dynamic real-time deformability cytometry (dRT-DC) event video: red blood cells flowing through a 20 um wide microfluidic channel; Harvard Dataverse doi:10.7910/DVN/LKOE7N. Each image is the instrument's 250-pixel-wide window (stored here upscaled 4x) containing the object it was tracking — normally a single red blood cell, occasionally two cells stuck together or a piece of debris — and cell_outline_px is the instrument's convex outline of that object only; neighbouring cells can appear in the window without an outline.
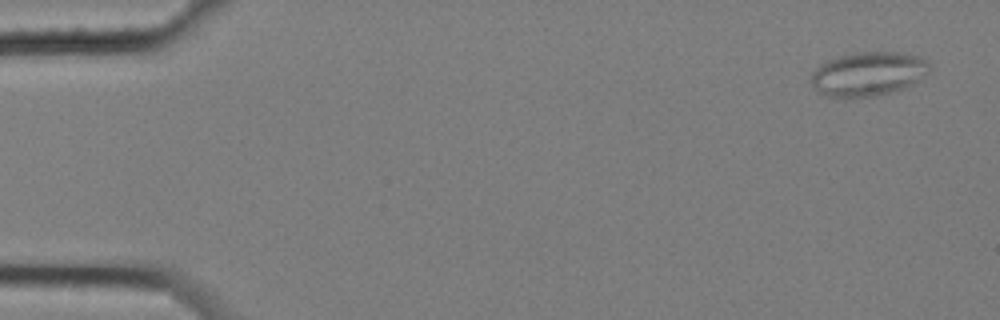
{"species": "common noctule bat (a hibernating species)", "species_latin": "Nyctalus noctula", "temperature_condition": "cold", "stored_images_in_passage": 5, "camera_frame_rate_fps": 3000, "um_per_image_px": 0.085, "animal": {"sex": "female", "body_mass_g": 25.1}, "frame": {"image": 1, "passage_image": 1, "time_ms": 0.0, "image_size_px": [1000, 320], "cell_outline_px": [[932, 64], [928, 72], [920, 80], [904, 88], [872, 96], [824, 96], [816, 92], [812, 84], [812, 72], [820, 64], [836, 56], [852, 52], [900, 52], [924, 56]], "centroid_in_image_um": [73.83, 6.24], "position_along_channel_um": 11.2, "area_um2": 30.63}}